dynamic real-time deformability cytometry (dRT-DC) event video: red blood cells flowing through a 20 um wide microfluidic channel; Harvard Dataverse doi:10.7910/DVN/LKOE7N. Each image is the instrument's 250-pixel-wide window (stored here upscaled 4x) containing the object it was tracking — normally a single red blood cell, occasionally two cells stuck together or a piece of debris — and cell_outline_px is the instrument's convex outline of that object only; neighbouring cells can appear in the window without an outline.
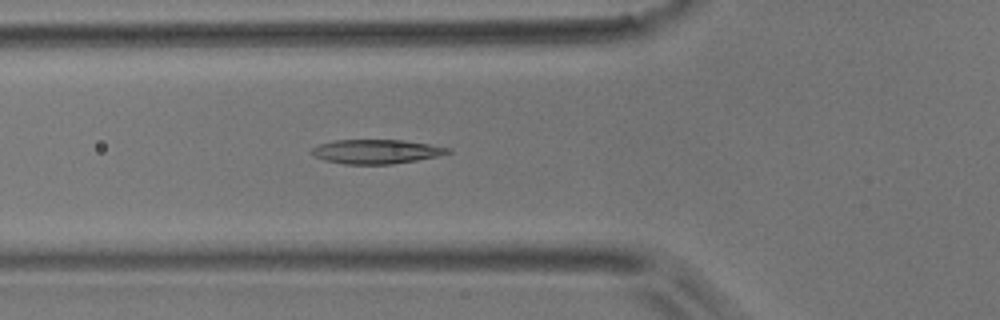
{"species": "common noctule bat (a hibernating species)", "species_latin": "Nyctalus noctula", "temperature_condition": "room temperature", "stored_images_in_passage": 51, "camera_frame_rate_fps": 3000, "um_per_image_px": 0.085, "animal": {"sex": "male", "body_mass_g": 17.9}, "frame": {"image": 1, "passage_image": 17, "time_ms": 5.333, "image_size_px": [1000, 320], "cell_outline_px": [[452, 152], [436, 156], [416, 160], [392, 164], [344, 164], [324, 160], [308, 152], [312, 148], [320, 144], [332, 140], [404, 140], [452, 148]], "centroid_in_image_um": [31.96, 12.88], "position_along_channel_um": 93.8, "area_um2": 19.19}}
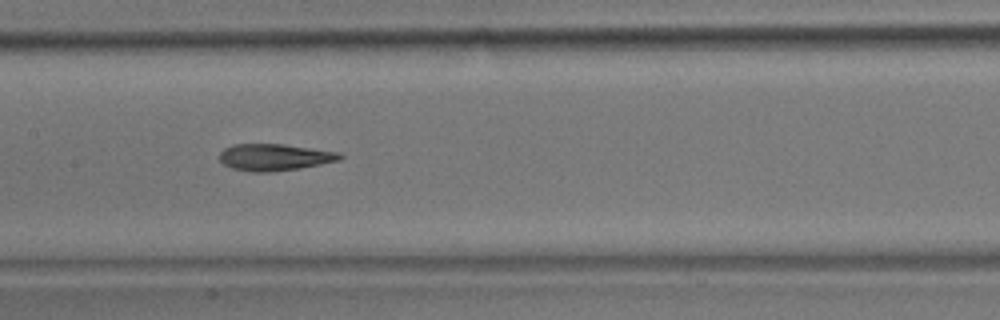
{"frame": {"image": 2, "passage_image": 24, "time_ms": 7.667, "image_size_px": [1000, 320], "cell_outline_px": [[344, 156], [340, 160], [300, 168], [268, 172], [252, 172], [232, 168], [224, 164], [220, 160], [220, 152], [224, 148], [232, 144], [284, 144], [340, 152]], "centroid_in_image_um": [23.34, 13.35], "position_along_channel_um": 184.1, "area_um2": 18.79}}
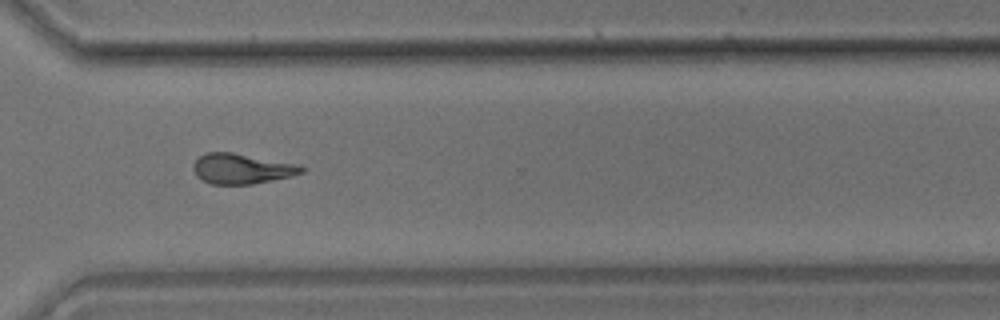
{"frame": {"image": 3, "passage_image": 37, "time_ms": 12.0, "image_size_px": [1000, 320], "cell_outline_px": [[304, 172], [292, 176], [252, 184], [212, 184], [196, 176], [192, 168], [192, 164], [200, 156], [208, 152], [232, 152], [300, 164], [304, 168]], "centroid_in_image_um": [20.56, 14.33], "position_along_channel_um": 350.0, "area_um2": 19.13}, "authors_computed_cell_mechanics": {"area_um2": 19.1318, "velocity_mm_per_s": 3.8379, "shape_relaxation_time_tau1_ms": 5.8151, "shape_relaxation_time_tau2_ms": 2.0381, "deformation_change_tau1": 0.1814, "deformation_change_tau2": 0.0925}}